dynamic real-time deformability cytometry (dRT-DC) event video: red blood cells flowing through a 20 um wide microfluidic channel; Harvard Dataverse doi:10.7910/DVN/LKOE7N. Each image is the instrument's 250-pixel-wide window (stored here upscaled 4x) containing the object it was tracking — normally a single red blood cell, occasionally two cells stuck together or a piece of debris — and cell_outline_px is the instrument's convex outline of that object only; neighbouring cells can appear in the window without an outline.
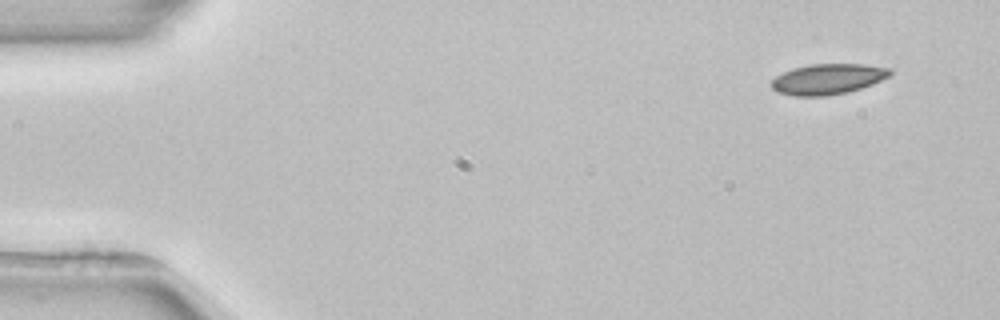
{"species": "common noctule bat (a hibernating species)", "species_latin": "Nyctalus noctula", "temperature_condition": "room temperature", "stored_images_in_passage": 3, "camera_frame_rate_fps": 3000, "um_per_image_px": 0.085, "animal": {"sex": "female", "body_mass_g": 22.7, "forearm_length_mm": 54.2}, "frame": {"image": 1, "passage_image": 1, "time_ms": 0.0, "image_size_px": [1000, 320], "cell_outline_px": [[892, 72], [888, 76], [872, 84], [848, 92], [828, 96], [792, 96], [776, 92], [768, 84], [776, 76], [792, 68], [812, 64], [864, 64], [892, 68]], "centroid_in_image_um": [70.33, 6.73], "position_along_channel_um": 14.7, "area_um2": 21.27}}
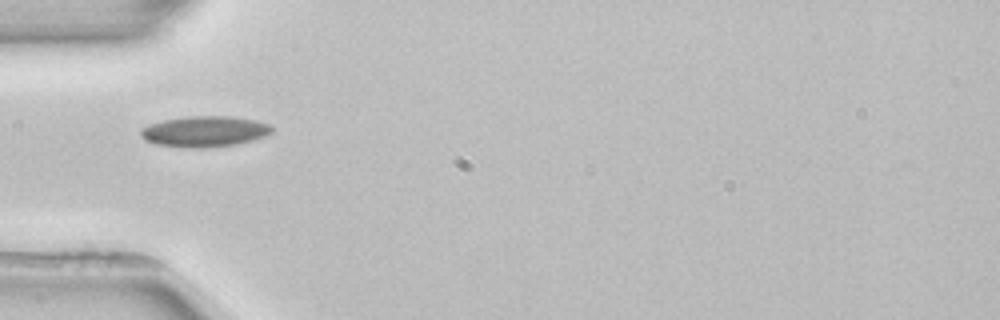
{"frame": {"image": 2, "passage_image": 3, "time_ms": 4.333, "image_size_px": [1000, 320], "cell_outline_px": [[272, 132], [264, 136], [252, 140], [236, 144], [200, 148], [188, 148], [156, 144], [144, 140], [140, 136], [140, 128], [148, 124], [164, 120], [188, 116], [232, 116], [256, 120], [268, 124], [272, 128]], "centroid_in_image_um": [17.35, 11.17], "position_along_channel_um": 67.7, "area_um2": 23.58}}